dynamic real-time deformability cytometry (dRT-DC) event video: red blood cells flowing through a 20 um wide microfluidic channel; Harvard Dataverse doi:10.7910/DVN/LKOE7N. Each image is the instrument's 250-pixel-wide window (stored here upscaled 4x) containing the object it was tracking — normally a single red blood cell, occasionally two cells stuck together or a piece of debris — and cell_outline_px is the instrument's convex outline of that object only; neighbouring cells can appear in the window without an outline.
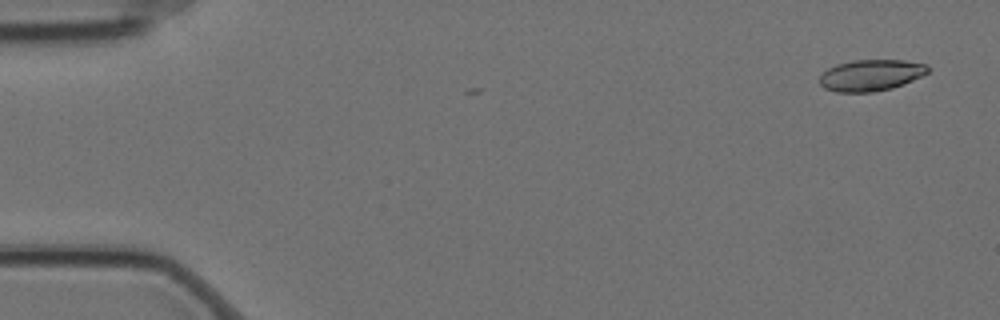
{"species": "Egyptian fruit bat (a non-hibernating species)", "species_latin": "Rousettus aegyptiacus", "temperature_condition": "cold", "stored_images_in_passage": 2, "camera_frame_rate_fps": 3000, "um_per_image_px": 0.085, "animal": {"sex": "female"}, "frame": {"image": 1, "passage_image": 1, "time_ms": 0.0, "image_size_px": [1000, 320], "cell_outline_px": [[932, 68], [928, 72], [904, 84], [892, 88], [872, 92], [836, 92], [824, 88], [820, 84], [820, 76], [828, 68], [836, 64], [852, 60], [904, 60], [928, 64]], "centroid_in_image_um": [74.04, 6.38], "position_along_channel_um": 11.0, "area_um2": 19.88}}